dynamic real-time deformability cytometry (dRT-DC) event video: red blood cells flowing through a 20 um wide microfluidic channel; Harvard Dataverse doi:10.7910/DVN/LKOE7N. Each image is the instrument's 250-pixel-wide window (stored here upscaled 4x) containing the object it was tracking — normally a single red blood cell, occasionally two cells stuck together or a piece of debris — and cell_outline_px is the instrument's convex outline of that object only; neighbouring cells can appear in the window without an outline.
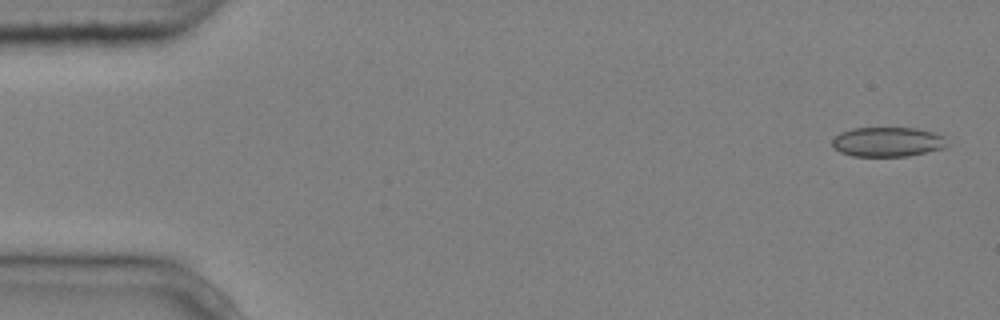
{"species": "common noctule bat (a hibernating species)", "species_latin": "Nyctalus noctula", "temperature_condition": "cold", "stored_images_in_passage": 3, "camera_frame_rate_fps": 3000, "um_per_image_px": 0.085, "animal": {"sex": "male", "body_mass_g": 20.4}, "frame": {"image": 1, "passage_image": 1, "time_ms": 0.0, "image_size_px": [1000, 320], "cell_outline_px": [[948, 144], [944, 148], [908, 156], [852, 156], [840, 152], [832, 148], [832, 140], [840, 132], [852, 128], [916, 128], [932, 132], [944, 136]], "centroid_in_image_um": [75.42, 12.06], "position_along_channel_um": 9.6, "area_um2": 19.88}}